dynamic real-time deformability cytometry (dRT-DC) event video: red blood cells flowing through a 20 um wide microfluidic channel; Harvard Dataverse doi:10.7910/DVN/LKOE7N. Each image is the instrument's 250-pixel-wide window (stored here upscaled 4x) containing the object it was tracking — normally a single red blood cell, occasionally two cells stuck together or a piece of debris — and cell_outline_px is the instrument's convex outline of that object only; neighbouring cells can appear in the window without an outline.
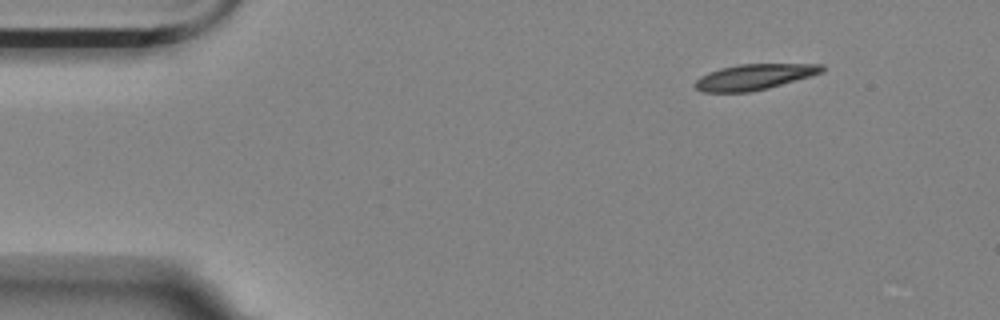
{"species": "Egyptian fruit bat (a non-hibernating species)", "species_latin": "Rousettus aegyptiacus", "temperature_condition": "room temperature", "stored_images_in_passage": 3, "camera_frame_rate_fps": 3000, "um_per_image_px": 0.085, "animal": {"sex": "female"}, "frame": {"image": 1, "passage_image": 1, "time_ms": 0.0, "image_size_px": [1000, 320], "cell_outline_px": [[828, 68], [824, 72], [812, 76], [768, 88], [748, 92], [704, 92], [696, 88], [696, 80], [700, 76], [708, 72], [720, 68], [736, 64], [824, 64]], "centroid_in_image_um": [64.17, 6.52], "position_along_channel_um": 20.8, "area_um2": 19.13}}